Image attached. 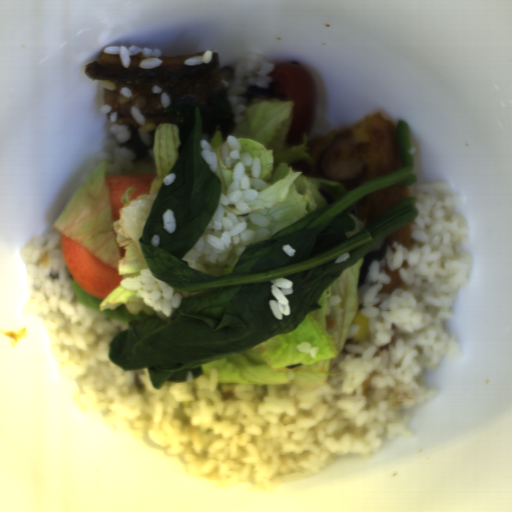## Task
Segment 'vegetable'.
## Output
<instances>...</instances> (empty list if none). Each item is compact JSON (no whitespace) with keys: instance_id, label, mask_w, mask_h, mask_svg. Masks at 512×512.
<instances>
[{"instance_id":"obj_2","label":"vegetable","mask_w":512,"mask_h":512,"mask_svg":"<svg viewBox=\"0 0 512 512\" xmlns=\"http://www.w3.org/2000/svg\"><path fill=\"white\" fill-rule=\"evenodd\" d=\"M364 260L345 268L320 296L322 308L309 312L288 334L271 337L247 350L200 365L218 382L291 384L296 395L325 385L349 337L359 306V272Z\"/></svg>"},{"instance_id":"obj_4","label":"vegetable","mask_w":512,"mask_h":512,"mask_svg":"<svg viewBox=\"0 0 512 512\" xmlns=\"http://www.w3.org/2000/svg\"><path fill=\"white\" fill-rule=\"evenodd\" d=\"M350 216L355 220V229L351 230V231H348V232H345V236L348 237V238L351 237L352 235L358 233L359 231L363 230L365 225H366V224H364L362 222L361 218L353 216L351 214H350Z\"/></svg>"},{"instance_id":"obj_3","label":"vegetable","mask_w":512,"mask_h":512,"mask_svg":"<svg viewBox=\"0 0 512 512\" xmlns=\"http://www.w3.org/2000/svg\"><path fill=\"white\" fill-rule=\"evenodd\" d=\"M295 101L275 98H253L248 103L246 137H236L241 143L239 153L258 158L260 179L268 184L258 198L247 203L251 212L264 215L272 235L284 227L319 208L335 202L347 193L342 182L302 175L287 164L298 160L315 163L306 151L308 138L301 132L302 143L287 144Z\"/></svg>"},{"instance_id":"obj_1","label":"vegetable","mask_w":512,"mask_h":512,"mask_svg":"<svg viewBox=\"0 0 512 512\" xmlns=\"http://www.w3.org/2000/svg\"><path fill=\"white\" fill-rule=\"evenodd\" d=\"M181 132L175 122L156 125L148 161L152 173H159L151 183L150 194L130 200L135 186L120 198L124 207L120 219L113 221L109 186L110 163L103 161L88 175L52 223L67 238L85 247L102 264L110 265L121 276L119 285L104 298L88 294L74 279L71 288L82 305L118 321L129 323L150 315L170 321L184 298L208 292H180L153 275L143 256L139 239L149 219L153 203L164 185L176 181L172 171L180 158Z\"/></svg>"}]
</instances>
